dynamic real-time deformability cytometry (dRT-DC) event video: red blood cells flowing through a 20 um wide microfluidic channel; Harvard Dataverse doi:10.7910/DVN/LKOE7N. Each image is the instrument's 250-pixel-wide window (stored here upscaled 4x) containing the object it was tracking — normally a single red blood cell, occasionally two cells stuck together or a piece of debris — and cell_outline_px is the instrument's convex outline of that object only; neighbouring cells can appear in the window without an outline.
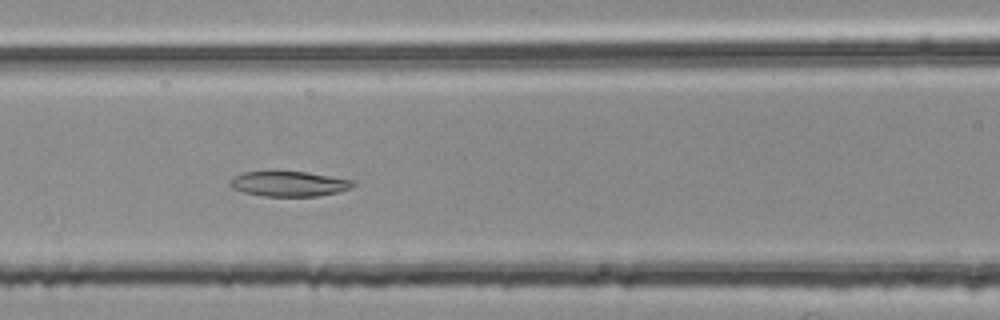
{"species": "common noctule bat (a hibernating species)", "species_latin": "Nyctalus noctula", "temperature_condition": "room temperature", "stored_images_in_passage": 48, "camera_frame_rate_fps": 3000, "um_per_image_px": 0.085, "animal": {"sex": "female", "body_mass_g": 25.1}, "frame": {"image": 1, "passage_image": 19, "time_ms": 6.0, "image_size_px": [1000, 320], "cell_outline_px": [[356, 184], [352, 188], [340, 192], [316, 196], [264, 196], [244, 192], [232, 188], [228, 184], [228, 180], [244, 172], [268, 168], [272, 168], [308, 172], [356, 180]], "centroid_in_image_um": [24.56, 15.57], "position_along_channel_um": 142.0, "area_um2": 19.07}}
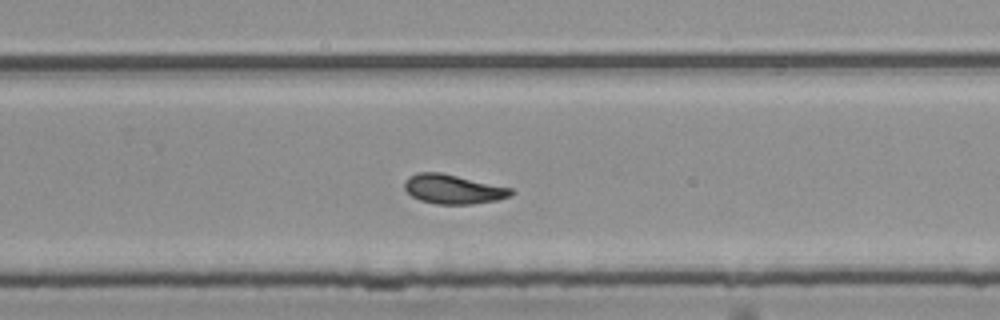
{"frame": {"image": 2, "passage_image": 31, "time_ms": 10.0, "image_size_px": [1000, 320], "cell_outline_px": [[516, 192], [512, 196], [496, 200], [472, 204], [436, 204], [420, 200], [412, 196], [404, 188], [404, 180], [408, 176], [416, 172], [440, 172], [512, 188]], "centroid_in_image_um": [38.51, 16.07], "position_along_channel_um": 291.3, "area_um2": 18.32}}
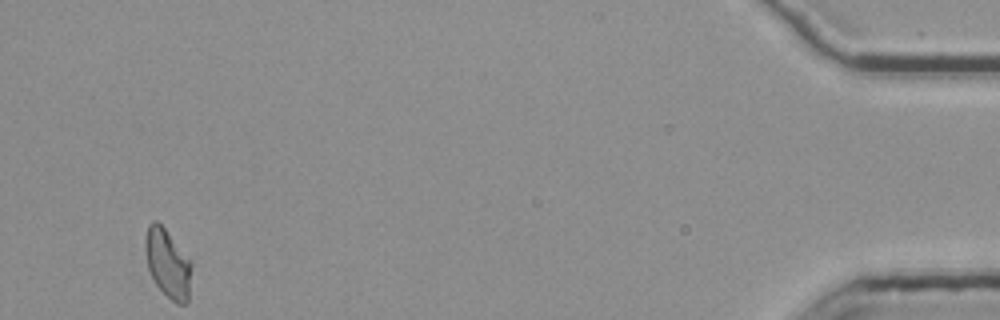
{"frame": {"image": 3, "passage_image": 48, "time_ms": 15.667, "image_size_px": [1000, 320], "cell_outline_px": [[192, 264], [188, 300], [184, 304], [176, 304], [156, 284], [148, 268], [144, 248], [144, 240], [148, 224], [152, 220], [156, 220], [164, 228], [192, 260]], "centroid_in_image_um": [14.26, 22.36], "position_along_channel_um": 420.9, "area_um2": 18.55}}